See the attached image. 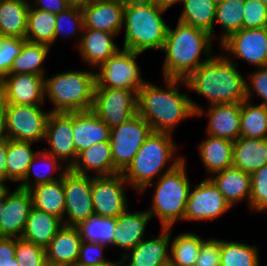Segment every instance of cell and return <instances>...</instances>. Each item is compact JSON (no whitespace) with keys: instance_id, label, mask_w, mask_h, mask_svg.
Segmentation results:
<instances>
[{"instance_id":"6da1fadb","label":"cell","mask_w":267,"mask_h":266,"mask_svg":"<svg viewBox=\"0 0 267 266\" xmlns=\"http://www.w3.org/2000/svg\"><path fill=\"white\" fill-rule=\"evenodd\" d=\"M165 85L160 88L147 81L137 92V114L155 132L173 134L176 126L186 118L196 117L192 105L195 103L188 93L179 91L185 86L184 79L163 78Z\"/></svg>"},{"instance_id":"7a4b0ae2","label":"cell","mask_w":267,"mask_h":266,"mask_svg":"<svg viewBox=\"0 0 267 266\" xmlns=\"http://www.w3.org/2000/svg\"><path fill=\"white\" fill-rule=\"evenodd\" d=\"M226 53L213 55L185 79L186 89L208 99L209 105L242 103L246 99V79L237 63Z\"/></svg>"},{"instance_id":"3957f363","label":"cell","mask_w":267,"mask_h":266,"mask_svg":"<svg viewBox=\"0 0 267 266\" xmlns=\"http://www.w3.org/2000/svg\"><path fill=\"white\" fill-rule=\"evenodd\" d=\"M212 40L207 31L179 21L174 29L168 26L162 49L165 52L162 78L185 80L213 56Z\"/></svg>"},{"instance_id":"277c9868","label":"cell","mask_w":267,"mask_h":266,"mask_svg":"<svg viewBox=\"0 0 267 266\" xmlns=\"http://www.w3.org/2000/svg\"><path fill=\"white\" fill-rule=\"evenodd\" d=\"M172 136L171 133L152 131L146 138L133 160L121 172L129 188L140 194L154 178H160L185 159L184 156H175L178 148Z\"/></svg>"},{"instance_id":"5b68a950","label":"cell","mask_w":267,"mask_h":266,"mask_svg":"<svg viewBox=\"0 0 267 266\" xmlns=\"http://www.w3.org/2000/svg\"><path fill=\"white\" fill-rule=\"evenodd\" d=\"M168 8L154 0H126L123 26L125 29L123 49L143 53L163 49L168 24L162 17Z\"/></svg>"},{"instance_id":"8992f818","label":"cell","mask_w":267,"mask_h":266,"mask_svg":"<svg viewBox=\"0 0 267 266\" xmlns=\"http://www.w3.org/2000/svg\"><path fill=\"white\" fill-rule=\"evenodd\" d=\"M186 160L180 162L175 168L164 173L155 183L148 184L140 193H144L153 184L152 204L147 212L151 219L157 217L161 228H173L174 224L183 217L186 211L191 182L186 169Z\"/></svg>"},{"instance_id":"52a82bcc","label":"cell","mask_w":267,"mask_h":266,"mask_svg":"<svg viewBox=\"0 0 267 266\" xmlns=\"http://www.w3.org/2000/svg\"><path fill=\"white\" fill-rule=\"evenodd\" d=\"M95 85L96 72L93 70H73L49 78L45 76V99L49 98L54 105L50 112L90 111Z\"/></svg>"},{"instance_id":"ba28073f","label":"cell","mask_w":267,"mask_h":266,"mask_svg":"<svg viewBox=\"0 0 267 266\" xmlns=\"http://www.w3.org/2000/svg\"><path fill=\"white\" fill-rule=\"evenodd\" d=\"M140 54L123 48L118 50L97 69L95 88L138 91L147 82L136 61Z\"/></svg>"},{"instance_id":"9c48e42d","label":"cell","mask_w":267,"mask_h":266,"mask_svg":"<svg viewBox=\"0 0 267 266\" xmlns=\"http://www.w3.org/2000/svg\"><path fill=\"white\" fill-rule=\"evenodd\" d=\"M137 92L116 88H95L91 111L110 129L137 114Z\"/></svg>"},{"instance_id":"30bf717a","label":"cell","mask_w":267,"mask_h":266,"mask_svg":"<svg viewBox=\"0 0 267 266\" xmlns=\"http://www.w3.org/2000/svg\"><path fill=\"white\" fill-rule=\"evenodd\" d=\"M41 107L5 104L7 138L34 143L44 141L50 110L44 111Z\"/></svg>"},{"instance_id":"8fae6325","label":"cell","mask_w":267,"mask_h":266,"mask_svg":"<svg viewBox=\"0 0 267 266\" xmlns=\"http://www.w3.org/2000/svg\"><path fill=\"white\" fill-rule=\"evenodd\" d=\"M152 131L150 124L139 114L122 125L111 128L109 141L113 164L120 172L130 164Z\"/></svg>"},{"instance_id":"7c38bea8","label":"cell","mask_w":267,"mask_h":266,"mask_svg":"<svg viewBox=\"0 0 267 266\" xmlns=\"http://www.w3.org/2000/svg\"><path fill=\"white\" fill-rule=\"evenodd\" d=\"M65 213L63 225L77 226L81 221L95 215L92 203V177L68 169L63 175Z\"/></svg>"},{"instance_id":"4fadbf2b","label":"cell","mask_w":267,"mask_h":266,"mask_svg":"<svg viewBox=\"0 0 267 266\" xmlns=\"http://www.w3.org/2000/svg\"><path fill=\"white\" fill-rule=\"evenodd\" d=\"M129 184L121 172L107 176H92V203L97 216L117 218L128 208L126 187Z\"/></svg>"},{"instance_id":"5bb4252c","label":"cell","mask_w":267,"mask_h":266,"mask_svg":"<svg viewBox=\"0 0 267 266\" xmlns=\"http://www.w3.org/2000/svg\"><path fill=\"white\" fill-rule=\"evenodd\" d=\"M193 186L183 221H213L232 208L209 177Z\"/></svg>"},{"instance_id":"9a60e30c","label":"cell","mask_w":267,"mask_h":266,"mask_svg":"<svg viewBox=\"0 0 267 266\" xmlns=\"http://www.w3.org/2000/svg\"><path fill=\"white\" fill-rule=\"evenodd\" d=\"M220 44L222 51L234 59L244 60L255 67L267 66L266 28H243L230 34ZM232 54V55H231Z\"/></svg>"},{"instance_id":"2e32d148","label":"cell","mask_w":267,"mask_h":266,"mask_svg":"<svg viewBox=\"0 0 267 266\" xmlns=\"http://www.w3.org/2000/svg\"><path fill=\"white\" fill-rule=\"evenodd\" d=\"M44 141L49 146L44 151L56 157L70 169L78 156L73 138V112H50Z\"/></svg>"},{"instance_id":"e0dca14e","label":"cell","mask_w":267,"mask_h":266,"mask_svg":"<svg viewBox=\"0 0 267 266\" xmlns=\"http://www.w3.org/2000/svg\"><path fill=\"white\" fill-rule=\"evenodd\" d=\"M0 99L5 104L44 105L45 76L30 73L8 74L0 82Z\"/></svg>"},{"instance_id":"ac0fdd59","label":"cell","mask_w":267,"mask_h":266,"mask_svg":"<svg viewBox=\"0 0 267 266\" xmlns=\"http://www.w3.org/2000/svg\"><path fill=\"white\" fill-rule=\"evenodd\" d=\"M33 208L29 190L4 187V209L0 215V237L21 238Z\"/></svg>"},{"instance_id":"d6986e66","label":"cell","mask_w":267,"mask_h":266,"mask_svg":"<svg viewBox=\"0 0 267 266\" xmlns=\"http://www.w3.org/2000/svg\"><path fill=\"white\" fill-rule=\"evenodd\" d=\"M196 116L206 113L208 122L207 135L236 141L240 137L241 103H225L209 105L207 112L198 103L192 105Z\"/></svg>"},{"instance_id":"ffe728a7","label":"cell","mask_w":267,"mask_h":266,"mask_svg":"<svg viewBox=\"0 0 267 266\" xmlns=\"http://www.w3.org/2000/svg\"><path fill=\"white\" fill-rule=\"evenodd\" d=\"M126 0H92L82 8L84 28L119 34Z\"/></svg>"},{"instance_id":"44dd1931","label":"cell","mask_w":267,"mask_h":266,"mask_svg":"<svg viewBox=\"0 0 267 266\" xmlns=\"http://www.w3.org/2000/svg\"><path fill=\"white\" fill-rule=\"evenodd\" d=\"M172 228H161V233L151 239L144 238L123 258L132 266H169Z\"/></svg>"},{"instance_id":"7402d4cb","label":"cell","mask_w":267,"mask_h":266,"mask_svg":"<svg viewBox=\"0 0 267 266\" xmlns=\"http://www.w3.org/2000/svg\"><path fill=\"white\" fill-rule=\"evenodd\" d=\"M115 34L84 28L83 33L79 36L78 53L81 58L93 69L97 70L111 56H113L120 48L113 41Z\"/></svg>"},{"instance_id":"603a6c76","label":"cell","mask_w":267,"mask_h":266,"mask_svg":"<svg viewBox=\"0 0 267 266\" xmlns=\"http://www.w3.org/2000/svg\"><path fill=\"white\" fill-rule=\"evenodd\" d=\"M82 239L76 226L63 225L45 247L50 266H76Z\"/></svg>"},{"instance_id":"cb8c5ba5","label":"cell","mask_w":267,"mask_h":266,"mask_svg":"<svg viewBox=\"0 0 267 266\" xmlns=\"http://www.w3.org/2000/svg\"><path fill=\"white\" fill-rule=\"evenodd\" d=\"M150 220L151 216L147 210H134L132 213L129 208L116 218L113 246L122 249L121 257H124L145 238V230Z\"/></svg>"},{"instance_id":"d4e9b609","label":"cell","mask_w":267,"mask_h":266,"mask_svg":"<svg viewBox=\"0 0 267 266\" xmlns=\"http://www.w3.org/2000/svg\"><path fill=\"white\" fill-rule=\"evenodd\" d=\"M110 128L91 110L73 112V138L77 153L100 142H110Z\"/></svg>"},{"instance_id":"484cf974","label":"cell","mask_w":267,"mask_h":266,"mask_svg":"<svg viewBox=\"0 0 267 266\" xmlns=\"http://www.w3.org/2000/svg\"><path fill=\"white\" fill-rule=\"evenodd\" d=\"M208 177L231 207L245 200L250 210L251 176L249 173L232 166Z\"/></svg>"},{"instance_id":"4316f807","label":"cell","mask_w":267,"mask_h":266,"mask_svg":"<svg viewBox=\"0 0 267 266\" xmlns=\"http://www.w3.org/2000/svg\"><path fill=\"white\" fill-rule=\"evenodd\" d=\"M70 169L83 175H90L88 172L92 171L95 173L94 176H107L120 172L113 164L110 142H100L81 151Z\"/></svg>"},{"instance_id":"83f0119b","label":"cell","mask_w":267,"mask_h":266,"mask_svg":"<svg viewBox=\"0 0 267 266\" xmlns=\"http://www.w3.org/2000/svg\"><path fill=\"white\" fill-rule=\"evenodd\" d=\"M267 164V139L239 137L233 142V167L253 173Z\"/></svg>"},{"instance_id":"f1b7e54d","label":"cell","mask_w":267,"mask_h":266,"mask_svg":"<svg viewBox=\"0 0 267 266\" xmlns=\"http://www.w3.org/2000/svg\"><path fill=\"white\" fill-rule=\"evenodd\" d=\"M198 153L210 176L233 166V142L227 139L207 135L199 143Z\"/></svg>"},{"instance_id":"f546056e","label":"cell","mask_w":267,"mask_h":266,"mask_svg":"<svg viewBox=\"0 0 267 266\" xmlns=\"http://www.w3.org/2000/svg\"><path fill=\"white\" fill-rule=\"evenodd\" d=\"M62 226L57 216L33 207L21 238L45 248Z\"/></svg>"},{"instance_id":"4dcf8cb0","label":"cell","mask_w":267,"mask_h":266,"mask_svg":"<svg viewBox=\"0 0 267 266\" xmlns=\"http://www.w3.org/2000/svg\"><path fill=\"white\" fill-rule=\"evenodd\" d=\"M29 7L28 0H0V36L25 39Z\"/></svg>"},{"instance_id":"1f68e13d","label":"cell","mask_w":267,"mask_h":266,"mask_svg":"<svg viewBox=\"0 0 267 266\" xmlns=\"http://www.w3.org/2000/svg\"><path fill=\"white\" fill-rule=\"evenodd\" d=\"M36 163L43 164L44 167L47 166L48 172L46 171L45 173L42 172V170L38 169ZM62 164L63 163L60 160H58L56 157L45 152L44 150H39L38 153L33 158V160L31 161L30 165L28 166L26 175L24 179L20 182L18 187L21 189L29 190L30 188L34 186L45 184V183H51V182L61 179L64 173L69 169L67 166L62 165ZM55 172L59 173L57 177H55L54 175L56 174ZM32 175L33 177H31ZM32 178H33V182H32Z\"/></svg>"},{"instance_id":"d6a6232c","label":"cell","mask_w":267,"mask_h":266,"mask_svg":"<svg viewBox=\"0 0 267 266\" xmlns=\"http://www.w3.org/2000/svg\"><path fill=\"white\" fill-rule=\"evenodd\" d=\"M29 191L34 208L55 215L63 221L65 213L63 177L51 183L34 186Z\"/></svg>"},{"instance_id":"836d02e7","label":"cell","mask_w":267,"mask_h":266,"mask_svg":"<svg viewBox=\"0 0 267 266\" xmlns=\"http://www.w3.org/2000/svg\"><path fill=\"white\" fill-rule=\"evenodd\" d=\"M34 142L7 139L6 182H21L28 166L39 150H33Z\"/></svg>"},{"instance_id":"e575fe53","label":"cell","mask_w":267,"mask_h":266,"mask_svg":"<svg viewBox=\"0 0 267 266\" xmlns=\"http://www.w3.org/2000/svg\"><path fill=\"white\" fill-rule=\"evenodd\" d=\"M178 21L207 31L214 38L217 5L212 0H183Z\"/></svg>"},{"instance_id":"d590c367","label":"cell","mask_w":267,"mask_h":266,"mask_svg":"<svg viewBox=\"0 0 267 266\" xmlns=\"http://www.w3.org/2000/svg\"><path fill=\"white\" fill-rule=\"evenodd\" d=\"M56 14L32 8L28 9L25 39L32 43L53 47L55 43Z\"/></svg>"},{"instance_id":"8d00e7d4","label":"cell","mask_w":267,"mask_h":266,"mask_svg":"<svg viewBox=\"0 0 267 266\" xmlns=\"http://www.w3.org/2000/svg\"><path fill=\"white\" fill-rule=\"evenodd\" d=\"M204 240L194 232L176 235L170 244L169 266H195Z\"/></svg>"},{"instance_id":"74e56055","label":"cell","mask_w":267,"mask_h":266,"mask_svg":"<svg viewBox=\"0 0 267 266\" xmlns=\"http://www.w3.org/2000/svg\"><path fill=\"white\" fill-rule=\"evenodd\" d=\"M51 47L26 41L20 54L14 59L9 74L30 73L45 76L43 63Z\"/></svg>"},{"instance_id":"f35d334b","label":"cell","mask_w":267,"mask_h":266,"mask_svg":"<svg viewBox=\"0 0 267 266\" xmlns=\"http://www.w3.org/2000/svg\"><path fill=\"white\" fill-rule=\"evenodd\" d=\"M258 246L221 239L220 266H261Z\"/></svg>"},{"instance_id":"ab89813d","label":"cell","mask_w":267,"mask_h":266,"mask_svg":"<svg viewBox=\"0 0 267 266\" xmlns=\"http://www.w3.org/2000/svg\"><path fill=\"white\" fill-rule=\"evenodd\" d=\"M240 137L267 139V106L241 103Z\"/></svg>"},{"instance_id":"60d3db41","label":"cell","mask_w":267,"mask_h":266,"mask_svg":"<svg viewBox=\"0 0 267 266\" xmlns=\"http://www.w3.org/2000/svg\"><path fill=\"white\" fill-rule=\"evenodd\" d=\"M82 241L113 246L116 218L93 215L76 226Z\"/></svg>"},{"instance_id":"b9f144b4","label":"cell","mask_w":267,"mask_h":266,"mask_svg":"<svg viewBox=\"0 0 267 266\" xmlns=\"http://www.w3.org/2000/svg\"><path fill=\"white\" fill-rule=\"evenodd\" d=\"M244 2L245 0H226L217 5L215 24L218 23L223 29L220 43L230 34L243 29Z\"/></svg>"},{"instance_id":"7bdbcfd3","label":"cell","mask_w":267,"mask_h":266,"mask_svg":"<svg viewBox=\"0 0 267 266\" xmlns=\"http://www.w3.org/2000/svg\"><path fill=\"white\" fill-rule=\"evenodd\" d=\"M84 29V17L82 8L69 6L65 10L56 14L55 42L61 36L71 38L80 35ZM80 32V34H79Z\"/></svg>"},{"instance_id":"ee69618b","label":"cell","mask_w":267,"mask_h":266,"mask_svg":"<svg viewBox=\"0 0 267 266\" xmlns=\"http://www.w3.org/2000/svg\"><path fill=\"white\" fill-rule=\"evenodd\" d=\"M15 258L19 266H47L45 248L22 238H15Z\"/></svg>"},{"instance_id":"f6af8a7d","label":"cell","mask_w":267,"mask_h":266,"mask_svg":"<svg viewBox=\"0 0 267 266\" xmlns=\"http://www.w3.org/2000/svg\"><path fill=\"white\" fill-rule=\"evenodd\" d=\"M250 211L267 213V164L250 174Z\"/></svg>"},{"instance_id":"bcb514c9","label":"cell","mask_w":267,"mask_h":266,"mask_svg":"<svg viewBox=\"0 0 267 266\" xmlns=\"http://www.w3.org/2000/svg\"><path fill=\"white\" fill-rule=\"evenodd\" d=\"M26 41L24 38L0 36V82L9 74Z\"/></svg>"},{"instance_id":"7dc6e473","label":"cell","mask_w":267,"mask_h":266,"mask_svg":"<svg viewBox=\"0 0 267 266\" xmlns=\"http://www.w3.org/2000/svg\"><path fill=\"white\" fill-rule=\"evenodd\" d=\"M267 27V6L260 0H245L243 28L256 29Z\"/></svg>"},{"instance_id":"c3c4849f","label":"cell","mask_w":267,"mask_h":266,"mask_svg":"<svg viewBox=\"0 0 267 266\" xmlns=\"http://www.w3.org/2000/svg\"><path fill=\"white\" fill-rule=\"evenodd\" d=\"M257 70L246 80V99L251 102L254 94L262 98L260 105L267 106V66L257 67Z\"/></svg>"},{"instance_id":"681fc988","label":"cell","mask_w":267,"mask_h":266,"mask_svg":"<svg viewBox=\"0 0 267 266\" xmlns=\"http://www.w3.org/2000/svg\"><path fill=\"white\" fill-rule=\"evenodd\" d=\"M106 247L100 243L82 241L76 266H98L110 261L104 258Z\"/></svg>"},{"instance_id":"f907efd6","label":"cell","mask_w":267,"mask_h":266,"mask_svg":"<svg viewBox=\"0 0 267 266\" xmlns=\"http://www.w3.org/2000/svg\"><path fill=\"white\" fill-rule=\"evenodd\" d=\"M221 239H205L200 248L195 266H220Z\"/></svg>"},{"instance_id":"816d5d0a","label":"cell","mask_w":267,"mask_h":266,"mask_svg":"<svg viewBox=\"0 0 267 266\" xmlns=\"http://www.w3.org/2000/svg\"><path fill=\"white\" fill-rule=\"evenodd\" d=\"M16 264L15 238L0 237V266Z\"/></svg>"},{"instance_id":"f5cc1de1","label":"cell","mask_w":267,"mask_h":266,"mask_svg":"<svg viewBox=\"0 0 267 266\" xmlns=\"http://www.w3.org/2000/svg\"><path fill=\"white\" fill-rule=\"evenodd\" d=\"M32 3L33 2H30L32 8L48 11L53 14H59L69 7L66 0H34V3Z\"/></svg>"},{"instance_id":"db71d44e","label":"cell","mask_w":267,"mask_h":266,"mask_svg":"<svg viewBox=\"0 0 267 266\" xmlns=\"http://www.w3.org/2000/svg\"><path fill=\"white\" fill-rule=\"evenodd\" d=\"M6 155H7V140L0 143V184L7 187L6 184Z\"/></svg>"},{"instance_id":"11a10c76","label":"cell","mask_w":267,"mask_h":266,"mask_svg":"<svg viewBox=\"0 0 267 266\" xmlns=\"http://www.w3.org/2000/svg\"><path fill=\"white\" fill-rule=\"evenodd\" d=\"M7 139L5 103L0 99V143Z\"/></svg>"},{"instance_id":"9f6ffc18","label":"cell","mask_w":267,"mask_h":266,"mask_svg":"<svg viewBox=\"0 0 267 266\" xmlns=\"http://www.w3.org/2000/svg\"><path fill=\"white\" fill-rule=\"evenodd\" d=\"M92 0H66L69 6L84 8L88 5Z\"/></svg>"},{"instance_id":"6f0895ef","label":"cell","mask_w":267,"mask_h":266,"mask_svg":"<svg viewBox=\"0 0 267 266\" xmlns=\"http://www.w3.org/2000/svg\"><path fill=\"white\" fill-rule=\"evenodd\" d=\"M157 2L159 5L170 9L174 4H177L178 2H182L183 0H154Z\"/></svg>"},{"instance_id":"680465c9","label":"cell","mask_w":267,"mask_h":266,"mask_svg":"<svg viewBox=\"0 0 267 266\" xmlns=\"http://www.w3.org/2000/svg\"><path fill=\"white\" fill-rule=\"evenodd\" d=\"M4 209V187L0 190V215Z\"/></svg>"},{"instance_id":"91938a15","label":"cell","mask_w":267,"mask_h":266,"mask_svg":"<svg viewBox=\"0 0 267 266\" xmlns=\"http://www.w3.org/2000/svg\"><path fill=\"white\" fill-rule=\"evenodd\" d=\"M98 266H120V259L117 262H114L113 260L108 261L104 264L98 265Z\"/></svg>"},{"instance_id":"94428289","label":"cell","mask_w":267,"mask_h":266,"mask_svg":"<svg viewBox=\"0 0 267 266\" xmlns=\"http://www.w3.org/2000/svg\"><path fill=\"white\" fill-rule=\"evenodd\" d=\"M120 266H132L123 257L120 259Z\"/></svg>"},{"instance_id":"6125c7cd","label":"cell","mask_w":267,"mask_h":266,"mask_svg":"<svg viewBox=\"0 0 267 266\" xmlns=\"http://www.w3.org/2000/svg\"><path fill=\"white\" fill-rule=\"evenodd\" d=\"M216 5L222 4L226 0H212Z\"/></svg>"},{"instance_id":"be15d7a7","label":"cell","mask_w":267,"mask_h":266,"mask_svg":"<svg viewBox=\"0 0 267 266\" xmlns=\"http://www.w3.org/2000/svg\"><path fill=\"white\" fill-rule=\"evenodd\" d=\"M8 266H19L18 261L16 260V264H9Z\"/></svg>"},{"instance_id":"e7e4bbea","label":"cell","mask_w":267,"mask_h":266,"mask_svg":"<svg viewBox=\"0 0 267 266\" xmlns=\"http://www.w3.org/2000/svg\"><path fill=\"white\" fill-rule=\"evenodd\" d=\"M264 5L267 6V0H260Z\"/></svg>"}]
</instances>
